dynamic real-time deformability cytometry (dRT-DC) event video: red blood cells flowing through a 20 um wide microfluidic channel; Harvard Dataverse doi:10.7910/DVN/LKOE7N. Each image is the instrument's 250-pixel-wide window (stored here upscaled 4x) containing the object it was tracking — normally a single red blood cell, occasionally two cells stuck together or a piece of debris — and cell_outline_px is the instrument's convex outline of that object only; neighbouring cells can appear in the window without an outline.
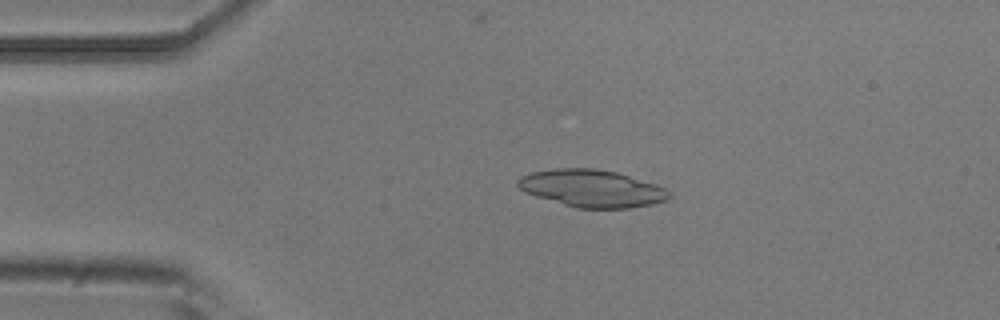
{"species": "common noctule bat (a hibernating species)", "species_latin": "Nyctalus noctula", "temperature_condition": "room temperature", "stored_images_in_passage": 5, "camera_frame_rate_fps": 3000, "um_per_image_px": 0.085, "animal": {"sex": "male", "body_mass_g": 20.5, "forearm_length_mm": 52.5}, "frame": {"image": 1, "passage_image": 4, "time_ms": 1.0, "image_size_px": [1000, 320], "cell_outline_px": [[672, 196], [664, 200], [652, 204], [628, 208], [576, 208], [536, 196], [524, 192], [516, 184], [516, 180], [520, 176], [532, 172], [556, 168], [596, 168], [616, 172], [656, 184], [664, 188]], "centroid_in_image_um": [50.27, 16.01], "position_along_channel_um": 34.7, "area_um2": 32.77}}